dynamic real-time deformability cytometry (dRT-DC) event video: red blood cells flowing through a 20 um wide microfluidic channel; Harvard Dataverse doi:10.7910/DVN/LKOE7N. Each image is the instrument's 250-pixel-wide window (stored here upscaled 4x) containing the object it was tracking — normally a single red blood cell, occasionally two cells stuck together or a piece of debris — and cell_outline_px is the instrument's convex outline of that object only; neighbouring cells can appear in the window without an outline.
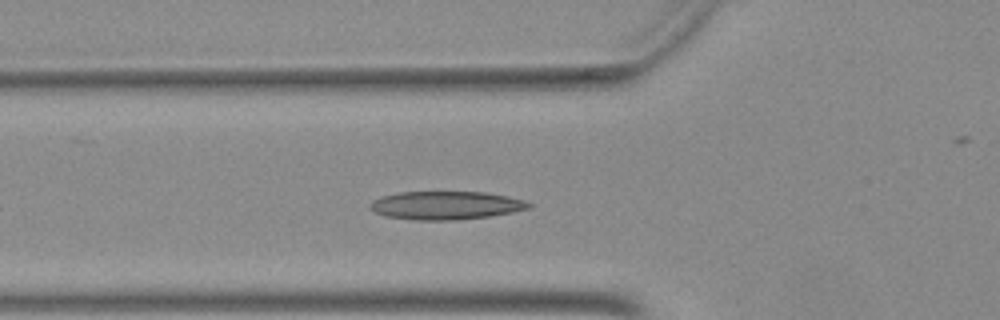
{"species": "Egyptian fruit bat (a non-hibernating species)", "species_latin": "Rousettus aegyptiacus", "temperature_condition": "warm", "stored_images_in_passage": 24, "camera_frame_rate_fps": 3000, "um_per_image_px": 0.085, "animal": {"sex": "female"}, "frame": {"image": 1, "passage_image": 8, "time_ms": 2.333, "image_size_px": [1000, 320], "cell_outline_px": [[532, 204], [528, 208], [512, 212], [492, 216], [456, 220], [412, 220], [388, 216], [376, 212], [368, 208], [372, 200], [384, 196], [400, 192], [484, 192], [508, 196], [524, 200]], "centroid_in_image_um": [37.91, 17.46], "position_along_channel_um": 87.9, "area_um2": 26.07}}